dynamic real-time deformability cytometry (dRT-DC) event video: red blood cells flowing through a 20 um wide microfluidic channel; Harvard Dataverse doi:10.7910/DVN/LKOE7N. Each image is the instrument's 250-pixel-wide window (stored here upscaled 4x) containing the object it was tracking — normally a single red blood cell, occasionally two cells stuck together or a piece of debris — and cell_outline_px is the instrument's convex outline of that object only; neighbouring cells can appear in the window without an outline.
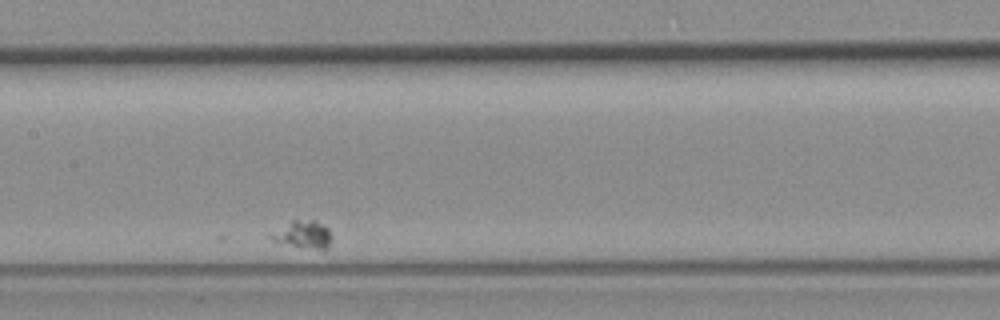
{"species": "common noctule bat (a hibernating species)", "species_latin": "Nyctalus noctula", "temperature_condition": "room temperature", "stored_images_in_passage": 25, "camera_frame_rate_fps": 3000, "um_per_image_px": 0.085, "animal": {"sex": "female", "body_mass_g": 19.3, "forearm_length_mm": 54.1}, "frame": {"image": 1, "passage_image": 14, "time_ms": 4.333, "image_size_px": [1000, 320], "cell_outline_px": [[332, 236], [328, 248], [324, 252], [300, 248], [272, 240], [268, 236], [268, 232], [292, 220], [316, 220], [328, 228]], "centroid_in_image_um": [25.76, 19.97], "position_along_channel_um": 181.6, "area_um2": 10.35}}
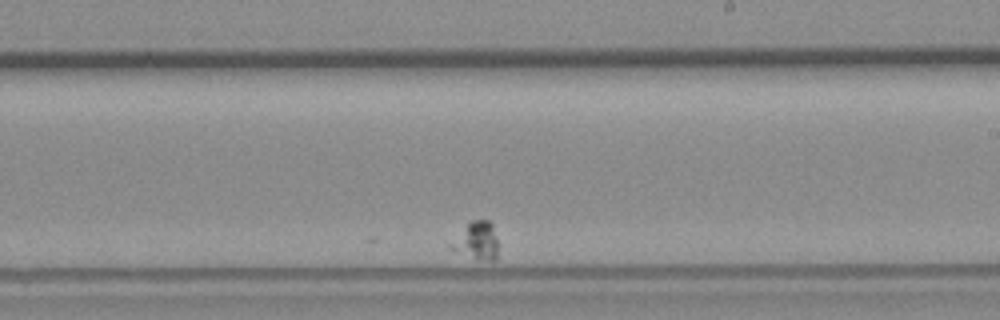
{"frame": {"image": 2, "passage_image": 21, "time_ms": 6.667, "image_size_px": [1000, 320], "cell_outline_px": [[496, 260], [476, 260], [448, 248], [448, 244], [472, 220], [488, 220], [492, 224], [496, 240]], "centroid_in_image_um": [40.47, 20.49], "position_along_channel_um": 248.5, "area_um2": 10.17}}